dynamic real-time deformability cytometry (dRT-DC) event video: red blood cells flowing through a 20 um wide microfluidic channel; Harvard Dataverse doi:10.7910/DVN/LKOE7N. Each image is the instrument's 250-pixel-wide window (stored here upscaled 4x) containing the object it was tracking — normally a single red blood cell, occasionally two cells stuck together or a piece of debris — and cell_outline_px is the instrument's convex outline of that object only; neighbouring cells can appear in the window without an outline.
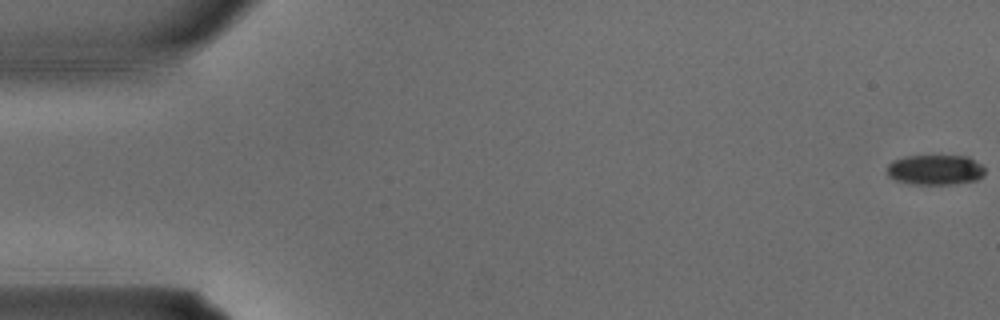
{"species": "common noctule bat (a hibernating species)", "species_latin": "Nyctalus noctula", "temperature_condition": "warm", "stored_images_in_passage": 4, "camera_frame_rate_fps": 3000, "um_per_image_px": 0.085, "animal": {"sex": "male", "body_mass_g": 15.6}, "frame": {"image": 1, "passage_image": 1, "time_ms": 0.0, "image_size_px": [1000, 320], "cell_outline_px": [[984, 172], [976, 180], [952, 184], [908, 184], [896, 180], [888, 176], [888, 164], [892, 160], [908, 156], [968, 156], [980, 164], [984, 168]], "centroid_in_image_um": [79.46, 14.43], "position_along_channel_um": 5.5, "area_um2": 17.05}}